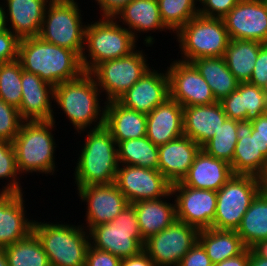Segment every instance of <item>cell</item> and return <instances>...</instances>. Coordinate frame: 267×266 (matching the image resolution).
Listing matches in <instances>:
<instances>
[{"mask_svg": "<svg viewBox=\"0 0 267 266\" xmlns=\"http://www.w3.org/2000/svg\"><path fill=\"white\" fill-rule=\"evenodd\" d=\"M158 147L146 136L117 144L119 164L158 170Z\"/></svg>", "mask_w": 267, "mask_h": 266, "instance_id": "obj_35", "label": "cell"}, {"mask_svg": "<svg viewBox=\"0 0 267 266\" xmlns=\"http://www.w3.org/2000/svg\"><path fill=\"white\" fill-rule=\"evenodd\" d=\"M181 58L191 62L199 58L223 57L230 37L222 18L206 17L198 14L182 26L176 33Z\"/></svg>", "mask_w": 267, "mask_h": 266, "instance_id": "obj_7", "label": "cell"}, {"mask_svg": "<svg viewBox=\"0 0 267 266\" xmlns=\"http://www.w3.org/2000/svg\"><path fill=\"white\" fill-rule=\"evenodd\" d=\"M236 132V120L227 118L223 125L215 131V135L201 149L209 156L231 164L238 141Z\"/></svg>", "mask_w": 267, "mask_h": 266, "instance_id": "obj_38", "label": "cell"}, {"mask_svg": "<svg viewBox=\"0 0 267 266\" xmlns=\"http://www.w3.org/2000/svg\"><path fill=\"white\" fill-rule=\"evenodd\" d=\"M77 0H51L46 7L39 37L76 52L80 57L85 46L86 23Z\"/></svg>", "mask_w": 267, "mask_h": 266, "instance_id": "obj_8", "label": "cell"}, {"mask_svg": "<svg viewBox=\"0 0 267 266\" xmlns=\"http://www.w3.org/2000/svg\"><path fill=\"white\" fill-rule=\"evenodd\" d=\"M171 196L173 195L170 192L164 198L143 200L132 203L136 209L139 229L145 241L151 236H154L169 227L175 220H177L174 204L175 201H169L173 200L171 199Z\"/></svg>", "mask_w": 267, "mask_h": 266, "instance_id": "obj_30", "label": "cell"}, {"mask_svg": "<svg viewBox=\"0 0 267 266\" xmlns=\"http://www.w3.org/2000/svg\"><path fill=\"white\" fill-rule=\"evenodd\" d=\"M191 63L208 83L217 102L237 90L240 82L227 67L224 57L199 58Z\"/></svg>", "mask_w": 267, "mask_h": 266, "instance_id": "obj_31", "label": "cell"}, {"mask_svg": "<svg viewBox=\"0 0 267 266\" xmlns=\"http://www.w3.org/2000/svg\"><path fill=\"white\" fill-rule=\"evenodd\" d=\"M86 139L82 141L74 171L76 187L92 184L115 183L119 166L117 143L105 127L79 132Z\"/></svg>", "mask_w": 267, "mask_h": 266, "instance_id": "obj_3", "label": "cell"}, {"mask_svg": "<svg viewBox=\"0 0 267 266\" xmlns=\"http://www.w3.org/2000/svg\"><path fill=\"white\" fill-rule=\"evenodd\" d=\"M55 123L52 120L22 122L12 142L21 176L33 172L50 176L55 173V151L58 147L53 134L57 127Z\"/></svg>", "mask_w": 267, "mask_h": 266, "instance_id": "obj_4", "label": "cell"}, {"mask_svg": "<svg viewBox=\"0 0 267 266\" xmlns=\"http://www.w3.org/2000/svg\"><path fill=\"white\" fill-rule=\"evenodd\" d=\"M2 1L7 29L19 39L39 36L45 10L51 0Z\"/></svg>", "mask_w": 267, "mask_h": 266, "instance_id": "obj_21", "label": "cell"}, {"mask_svg": "<svg viewBox=\"0 0 267 266\" xmlns=\"http://www.w3.org/2000/svg\"><path fill=\"white\" fill-rule=\"evenodd\" d=\"M9 266H51L41 241L32 231L26 238L3 247Z\"/></svg>", "mask_w": 267, "mask_h": 266, "instance_id": "obj_36", "label": "cell"}, {"mask_svg": "<svg viewBox=\"0 0 267 266\" xmlns=\"http://www.w3.org/2000/svg\"><path fill=\"white\" fill-rule=\"evenodd\" d=\"M171 193L175 201L177 220L199 230L212 228L217 205V191L196 189L177 182L171 184Z\"/></svg>", "mask_w": 267, "mask_h": 266, "instance_id": "obj_15", "label": "cell"}, {"mask_svg": "<svg viewBox=\"0 0 267 266\" xmlns=\"http://www.w3.org/2000/svg\"><path fill=\"white\" fill-rule=\"evenodd\" d=\"M162 71L155 70L152 66L117 101L128 109L150 113L169 98L168 74L166 70Z\"/></svg>", "mask_w": 267, "mask_h": 266, "instance_id": "obj_18", "label": "cell"}, {"mask_svg": "<svg viewBox=\"0 0 267 266\" xmlns=\"http://www.w3.org/2000/svg\"><path fill=\"white\" fill-rule=\"evenodd\" d=\"M22 65L20 61L0 63V98L19 109L22 99Z\"/></svg>", "mask_w": 267, "mask_h": 266, "instance_id": "obj_39", "label": "cell"}, {"mask_svg": "<svg viewBox=\"0 0 267 266\" xmlns=\"http://www.w3.org/2000/svg\"><path fill=\"white\" fill-rule=\"evenodd\" d=\"M161 20L171 33H176L189 20L199 14L195 0H157Z\"/></svg>", "mask_w": 267, "mask_h": 266, "instance_id": "obj_37", "label": "cell"}, {"mask_svg": "<svg viewBox=\"0 0 267 266\" xmlns=\"http://www.w3.org/2000/svg\"><path fill=\"white\" fill-rule=\"evenodd\" d=\"M101 12V17H112L122 10L131 0H94Z\"/></svg>", "mask_w": 267, "mask_h": 266, "instance_id": "obj_48", "label": "cell"}, {"mask_svg": "<svg viewBox=\"0 0 267 266\" xmlns=\"http://www.w3.org/2000/svg\"><path fill=\"white\" fill-rule=\"evenodd\" d=\"M6 28L5 15L2 4L0 3V32L4 31Z\"/></svg>", "mask_w": 267, "mask_h": 266, "instance_id": "obj_54", "label": "cell"}, {"mask_svg": "<svg viewBox=\"0 0 267 266\" xmlns=\"http://www.w3.org/2000/svg\"><path fill=\"white\" fill-rule=\"evenodd\" d=\"M147 116L146 137L160 146L184 135L183 107L171 97L155 107Z\"/></svg>", "mask_w": 267, "mask_h": 266, "instance_id": "obj_24", "label": "cell"}, {"mask_svg": "<svg viewBox=\"0 0 267 266\" xmlns=\"http://www.w3.org/2000/svg\"><path fill=\"white\" fill-rule=\"evenodd\" d=\"M171 61L166 70L169 78V97L182 107L217 102L210 86L191 62L177 59Z\"/></svg>", "mask_w": 267, "mask_h": 266, "instance_id": "obj_13", "label": "cell"}, {"mask_svg": "<svg viewBox=\"0 0 267 266\" xmlns=\"http://www.w3.org/2000/svg\"><path fill=\"white\" fill-rule=\"evenodd\" d=\"M199 229L175 220L169 227L147 239L143 251L155 266H178L198 241Z\"/></svg>", "mask_w": 267, "mask_h": 266, "instance_id": "obj_12", "label": "cell"}, {"mask_svg": "<svg viewBox=\"0 0 267 266\" xmlns=\"http://www.w3.org/2000/svg\"><path fill=\"white\" fill-rule=\"evenodd\" d=\"M20 39L9 29L0 32V63L18 59Z\"/></svg>", "mask_w": 267, "mask_h": 266, "instance_id": "obj_43", "label": "cell"}, {"mask_svg": "<svg viewBox=\"0 0 267 266\" xmlns=\"http://www.w3.org/2000/svg\"><path fill=\"white\" fill-rule=\"evenodd\" d=\"M120 266H155L153 260L142 250L138 255L123 258Z\"/></svg>", "mask_w": 267, "mask_h": 266, "instance_id": "obj_49", "label": "cell"}, {"mask_svg": "<svg viewBox=\"0 0 267 266\" xmlns=\"http://www.w3.org/2000/svg\"><path fill=\"white\" fill-rule=\"evenodd\" d=\"M198 241L214 265L241 254L247 248L235 230L203 229L199 231Z\"/></svg>", "mask_w": 267, "mask_h": 266, "instance_id": "obj_32", "label": "cell"}, {"mask_svg": "<svg viewBox=\"0 0 267 266\" xmlns=\"http://www.w3.org/2000/svg\"><path fill=\"white\" fill-rule=\"evenodd\" d=\"M88 233L92 247L121 259L138 255L145 243L132 204H128L111 222L93 227Z\"/></svg>", "mask_w": 267, "mask_h": 266, "instance_id": "obj_9", "label": "cell"}, {"mask_svg": "<svg viewBox=\"0 0 267 266\" xmlns=\"http://www.w3.org/2000/svg\"><path fill=\"white\" fill-rule=\"evenodd\" d=\"M21 86L22 99L18 112L22 121H55L52 106L54 86L23 69Z\"/></svg>", "mask_w": 267, "mask_h": 266, "instance_id": "obj_19", "label": "cell"}, {"mask_svg": "<svg viewBox=\"0 0 267 266\" xmlns=\"http://www.w3.org/2000/svg\"><path fill=\"white\" fill-rule=\"evenodd\" d=\"M137 44L132 33L112 17L87 23L81 56L83 69L90 73L102 62L126 57L137 49Z\"/></svg>", "mask_w": 267, "mask_h": 266, "instance_id": "obj_5", "label": "cell"}, {"mask_svg": "<svg viewBox=\"0 0 267 266\" xmlns=\"http://www.w3.org/2000/svg\"><path fill=\"white\" fill-rule=\"evenodd\" d=\"M236 232L247 248L267 239V194L260 191L256 195Z\"/></svg>", "mask_w": 267, "mask_h": 266, "instance_id": "obj_34", "label": "cell"}, {"mask_svg": "<svg viewBox=\"0 0 267 266\" xmlns=\"http://www.w3.org/2000/svg\"><path fill=\"white\" fill-rule=\"evenodd\" d=\"M249 248H246L241 254L225 259L222 262L216 263L214 266H248Z\"/></svg>", "mask_w": 267, "mask_h": 266, "instance_id": "obj_50", "label": "cell"}, {"mask_svg": "<svg viewBox=\"0 0 267 266\" xmlns=\"http://www.w3.org/2000/svg\"><path fill=\"white\" fill-rule=\"evenodd\" d=\"M195 1L196 2H199V4H201L203 0H195Z\"/></svg>", "mask_w": 267, "mask_h": 266, "instance_id": "obj_57", "label": "cell"}, {"mask_svg": "<svg viewBox=\"0 0 267 266\" xmlns=\"http://www.w3.org/2000/svg\"><path fill=\"white\" fill-rule=\"evenodd\" d=\"M81 202L86 203V225L89 232L93 227L111 222L129 204L115 183L92 184L78 187ZM84 224V225H83Z\"/></svg>", "mask_w": 267, "mask_h": 266, "instance_id": "obj_16", "label": "cell"}, {"mask_svg": "<svg viewBox=\"0 0 267 266\" xmlns=\"http://www.w3.org/2000/svg\"><path fill=\"white\" fill-rule=\"evenodd\" d=\"M252 128L256 130V136L259 142V150L267 159V113L260 115L252 120Z\"/></svg>", "mask_w": 267, "mask_h": 266, "instance_id": "obj_47", "label": "cell"}, {"mask_svg": "<svg viewBox=\"0 0 267 266\" xmlns=\"http://www.w3.org/2000/svg\"><path fill=\"white\" fill-rule=\"evenodd\" d=\"M34 220L33 232L39 238L51 266H85L90 245L89 233L81 225L63 221Z\"/></svg>", "mask_w": 267, "mask_h": 266, "instance_id": "obj_6", "label": "cell"}, {"mask_svg": "<svg viewBox=\"0 0 267 266\" xmlns=\"http://www.w3.org/2000/svg\"><path fill=\"white\" fill-rule=\"evenodd\" d=\"M22 122L18 109L0 98V140L12 143Z\"/></svg>", "mask_w": 267, "mask_h": 266, "instance_id": "obj_41", "label": "cell"}, {"mask_svg": "<svg viewBox=\"0 0 267 266\" xmlns=\"http://www.w3.org/2000/svg\"><path fill=\"white\" fill-rule=\"evenodd\" d=\"M260 184H261V191L267 194V165L265 167L262 176L260 177Z\"/></svg>", "mask_w": 267, "mask_h": 266, "instance_id": "obj_53", "label": "cell"}, {"mask_svg": "<svg viewBox=\"0 0 267 266\" xmlns=\"http://www.w3.org/2000/svg\"><path fill=\"white\" fill-rule=\"evenodd\" d=\"M100 94V95H99ZM100 89L89 72L54 86V104L66 115L75 131L93 130L105 125V104ZM100 97V98H99ZM104 106H101V101ZM94 126V127H92Z\"/></svg>", "mask_w": 267, "mask_h": 266, "instance_id": "obj_2", "label": "cell"}, {"mask_svg": "<svg viewBox=\"0 0 267 266\" xmlns=\"http://www.w3.org/2000/svg\"><path fill=\"white\" fill-rule=\"evenodd\" d=\"M178 266H214L205 248L197 241L181 259Z\"/></svg>", "mask_w": 267, "mask_h": 266, "instance_id": "obj_45", "label": "cell"}, {"mask_svg": "<svg viewBox=\"0 0 267 266\" xmlns=\"http://www.w3.org/2000/svg\"><path fill=\"white\" fill-rule=\"evenodd\" d=\"M248 266H267V259L255 256L249 249Z\"/></svg>", "mask_w": 267, "mask_h": 266, "instance_id": "obj_52", "label": "cell"}, {"mask_svg": "<svg viewBox=\"0 0 267 266\" xmlns=\"http://www.w3.org/2000/svg\"><path fill=\"white\" fill-rule=\"evenodd\" d=\"M264 43L249 40L231 39L225 50L227 67L241 82H249L260 48Z\"/></svg>", "mask_w": 267, "mask_h": 266, "instance_id": "obj_33", "label": "cell"}, {"mask_svg": "<svg viewBox=\"0 0 267 266\" xmlns=\"http://www.w3.org/2000/svg\"><path fill=\"white\" fill-rule=\"evenodd\" d=\"M262 92L265 95V98L267 100V81L261 86Z\"/></svg>", "mask_w": 267, "mask_h": 266, "instance_id": "obj_56", "label": "cell"}, {"mask_svg": "<svg viewBox=\"0 0 267 266\" xmlns=\"http://www.w3.org/2000/svg\"><path fill=\"white\" fill-rule=\"evenodd\" d=\"M240 0H203L199 14L206 17L223 18Z\"/></svg>", "mask_w": 267, "mask_h": 266, "instance_id": "obj_42", "label": "cell"}, {"mask_svg": "<svg viewBox=\"0 0 267 266\" xmlns=\"http://www.w3.org/2000/svg\"><path fill=\"white\" fill-rule=\"evenodd\" d=\"M0 266H9L6 253L4 252L3 248H0Z\"/></svg>", "mask_w": 267, "mask_h": 266, "instance_id": "obj_55", "label": "cell"}, {"mask_svg": "<svg viewBox=\"0 0 267 266\" xmlns=\"http://www.w3.org/2000/svg\"><path fill=\"white\" fill-rule=\"evenodd\" d=\"M115 184L129 204L164 198L171 192V183L155 169L119 164Z\"/></svg>", "mask_w": 267, "mask_h": 266, "instance_id": "obj_14", "label": "cell"}, {"mask_svg": "<svg viewBox=\"0 0 267 266\" xmlns=\"http://www.w3.org/2000/svg\"><path fill=\"white\" fill-rule=\"evenodd\" d=\"M222 19L230 39L267 44V0H240Z\"/></svg>", "mask_w": 267, "mask_h": 266, "instance_id": "obj_17", "label": "cell"}, {"mask_svg": "<svg viewBox=\"0 0 267 266\" xmlns=\"http://www.w3.org/2000/svg\"><path fill=\"white\" fill-rule=\"evenodd\" d=\"M229 119L252 121L267 113V100L261 87L249 82L239 83L237 90L220 101Z\"/></svg>", "mask_w": 267, "mask_h": 266, "instance_id": "obj_26", "label": "cell"}, {"mask_svg": "<svg viewBox=\"0 0 267 266\" xmlns=\"http://www.w3.org/2000/svg\"><path fill=\"white\" fill-rule=\"evenodd\" d=\"M232 175L229 163L209 156L201 149L181 183L196 189L218 191Z\"/></svg>", "mask_w": 267, "mask_h": 266, "instance_id": "obj_27", "label": "cell"}, {"mask_svg": "<svg viewBox=\"0 0 267 266\" xmlns=\"http://www.w3.org/2000/svg\"><path fill=\"white\" fill-rule=\"evenodd\" d=\"M201 147L186 135L158 147V170L171 183L181 182L188 174Z\"/></svg>", "mask_w": 267, "mask_h": 266, "instance_id": "obj_23", "label": "cell"}, {"mask_svg": "<svg viewBox=\"0 0 267 266\" xmlns=\"http://www.w3.org/2000/svg\"><path fill=\"white\" fill-rule=\"evenodd\" d=\"M18 60L22 69L56 86L85 71L74 51L43 41L39 36L20 39Z\"/></svg>", "mask_w": 267, "mask_h": 266, "instance_id": "obj_1", "label": "cell"}, {"mask_svg": "<svg viewBox=\"0 0 267 266\" xmlns=\"http://www.w3.org/2000/svg\"><path fill=\"white\" fill-rule=\"evenodd\" d=\"M249 249L255 256L267 259V239L256 241Z\"/></svg>", "mask_w": 267, "mask_h": 266, "instance_id": "obj_51", "label": "cell"}, {"mask_svg": "<svg viewBox=\"0 0 267 266\" xmlns=\"http://www.w3.org/2000/svg\"><path fill=\"white\" fill-rule=\"evenodd\" d=\"M114 19L118 20L120 25L124 24L125 28L128 27L127 29L137 41L144 33L169 30L161 20L157 0H131L115 15Z\"/></svg>", "mask_w": 267, "mask_h": 266, "instance_id": "obj_28", "label": "cell"}, {"mask_svg": "<svg viewBox=\"0 0 267 266\" xmlns=\"http://www.w3.org/2000/svg\"><path fill=\"white\" fill-rule=\"evenodd\" d=\"M143 50L136 49L126 57L102 62L90 72L105 94V102L117 101L151 68Z\"/></svg>", "mask_w": 267, "mask_h": 266, "instance_id": "obj_11", "label": "cell"}, {"mask_svg": "<svg viewBox=\"0 0 267 266\" xmlns=\"http://www.w3.org/2000/svg\"><path fill=\"white\" fill-rule=\"evenodd\" d=\"M23 194L0 193V248L26 238L34 219L27 218Z\"/></svg>", "mask_w": 267, "mask_h": 266, "instance_id": "obj_20", "label": "cell"}, {"mask_svg": "<svg viewBox=\"0 0 267 266\" xmlns=\"http://www.w3.org/2000/svg\"><path fill=\"white\" fill-rule=\"evenodd\" d=\"M237 138L232 163L230 164L234 175H250L260 178L267 165V159L259 150L256 130L252 128L251 121H237Z\"/></svg>", "mask_w": 267, "mask_h": 266, "instance_id": "obj_22", "label": "cell"}, {"mask_svg": "<svg viewBox=\"0 0 267 266\" xmlns=\"http://www.w3.org/2000/svg\"><path fill=\"white\" fill-rule=\"evenodd\" d=\"M105 127L118 144L121 141L136 139L147 134V116L145 113L128 109L118 101L105 104Z\"/></svg>", "mask_w": 267, "mask_h": 266, "instance_id": "obj_29", "label": "cell"}, {"mask_svg": "<svg viewBox=\"0 0 267 266\" xmlns=\"http://www.w3.org/2000/svg\"><path fill=\"white\" fill-rule=\"evenodd\" d=\"M121 258L89 245L85 266H120Z\"/></svg>", "mask_w": 267, "mask_h": 266, "instance_id": "obj_44", "label": "cell"}, {"mask_svg": "<svg viewBox=\"0 0 267 266\" xmlns=\"http://www.w3.org/2000/svg\"><path fill=\"white\" fill-rule=\"evenodd\" d=\"M260 191V178L233 174L217 191V205L212 228L236 231L244 214Z\"/></svg>", "mask_w": 267, "mask_h": 266, "instance_id": "obj_10", "label": "cell"}, {"mask_svg": "<svg viewBox=\"0 0 267 266\" xmlns=\"http://www.w3.org/2000/svg\"><path fill=\"white\" fill-rule=\"evenodd\" d=\"M22 178L24 177H21L17 168L13 144L0 140V180H3L1 182L8 180V182L5 181V185L0 189V193L24 194L25 192L20 182Z\"/></svg>", "mask_w": 267, "mask_h": 266, "instance_id": "obj_40", "label": "cell"}, {"mask_svg": "<svg viewBox=\"0 0 267 266\" xmlns=\"http://www.w3.org/2000/svg\"><path fill=\"white\" fill-rule=\"evenodd\" d=\"M227 118L220 102L183 107L184 135L202 147L215 135V131Z\"/></svg>", "mask_w": 267, "mask_h": 266, "instance_id": "obj_25", "label": "cell"}, {"mask_svg": "<svg viewBox=\"0 0 267 266\" xmlns=\"http://www.w3.org/2000/svg\"><path fill=\"white\" fill-rule=\"evenodd\" d=\"M267 81V44H264L257 56L249 83L261 87Z\"/></svg>", "mask_w": 267, "mask_h": 266, "instance_id": "obj_46", "label": "cell"}]
</instances>
